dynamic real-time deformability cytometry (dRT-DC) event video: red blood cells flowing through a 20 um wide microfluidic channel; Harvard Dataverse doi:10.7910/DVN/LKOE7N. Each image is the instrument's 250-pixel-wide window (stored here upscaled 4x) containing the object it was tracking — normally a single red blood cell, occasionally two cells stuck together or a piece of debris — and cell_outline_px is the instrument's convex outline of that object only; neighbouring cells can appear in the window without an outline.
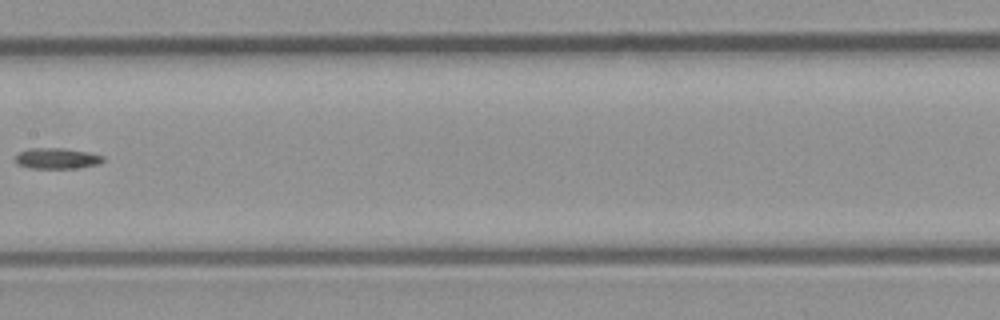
{"species": "common noctule bat (a hibernating species)", "species_latin": "Nyctalus noctula", "temperature_condition": "room temperature", "stored_images_in_passage": 7, "camera_frame_rate_fps": 3000, "um_per_image_px": 0.085, "animal": {"sex": "male", "body_mass_g": 23.1, "forearm_length_mm": 52.7}, "frame": {"image": 1, "passage_image": 7, "time_ms": 8.0, "image_size_px": [1000, 320], "cell_outline_px": [[104, 160], [100, 164], [80, 168], [28, 168], [16, 164], [16, 156], [20, 152], [28, 148], [64, 148], [88, 152], [104, 156]], "centroid_in_image_um": [4.86, 13.47], "position_along_channel_um": 202.5, "area_um2": 10.75}}